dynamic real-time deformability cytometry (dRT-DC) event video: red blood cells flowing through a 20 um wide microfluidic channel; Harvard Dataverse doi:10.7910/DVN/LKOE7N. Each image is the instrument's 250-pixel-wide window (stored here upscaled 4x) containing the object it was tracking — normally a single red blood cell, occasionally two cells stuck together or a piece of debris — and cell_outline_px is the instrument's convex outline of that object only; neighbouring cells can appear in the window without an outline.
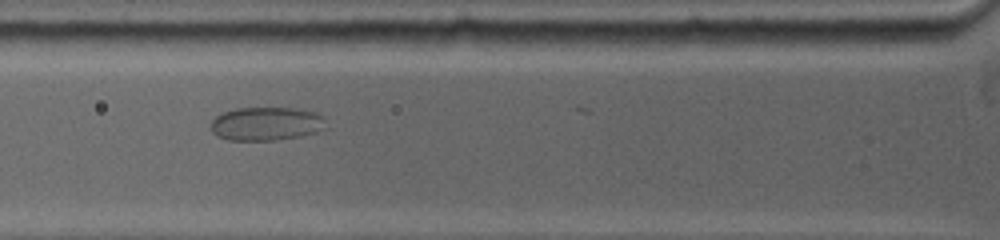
{"species": "common noctule bat (a hibernating species)", "species_latin": "Nyctalus noctula", "temperature_condition": "warm", "stored_images_in_passage": 13, "segment_of_instrument_passage": [1, 2], "camera_frame_rate_fps": 5000, "um_per_image_px": 0.085, "animal": {"sex": "female", "body_mass_g": 19.0, "forearm_length_mm": 53.3}, "frame": {"image": 1, "passage_image": 8, "time_ms": 3.6, "image_size_px": [1000, 240], "cell_outline_px": [[328, 128], [316, 132], [300, 136], [276, 140], [228, 140], [216, 136], [212, 132], [212, 120], [216, 116], [224, 112], [236, 108], [296, 108], [316, 112], [324, 116]], "centroid_in_image_um": [22.68, 10.52], "position_along_channel_um": 103.1, "area_um2": 22.72}}
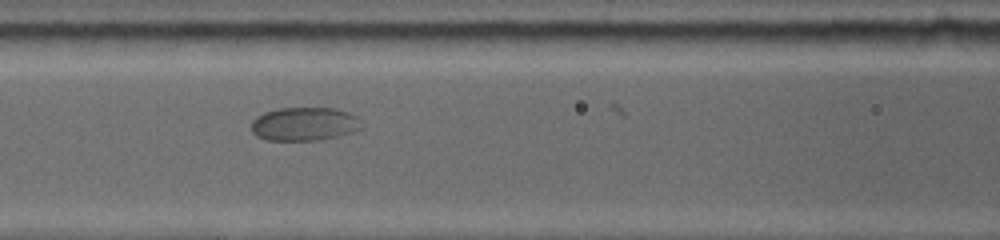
{"frame": {"image": 2, "passage_image": 10, "time_ms": 4.6, "image_size_px": [1000, 240], "cell_outline_px": [[364, 128], [340, 136], [320, 140], [264, 140], [256, 136], [252, 132], [252, 120], [256, 116], [264, 112], [280, 108], [332, 108], [348, 112], [356, 116], [360, 120]], "centroid_in_image_um": [25.88, 10.55], "position_along_channel_um": 140.7, "area_um2": 21.73}}